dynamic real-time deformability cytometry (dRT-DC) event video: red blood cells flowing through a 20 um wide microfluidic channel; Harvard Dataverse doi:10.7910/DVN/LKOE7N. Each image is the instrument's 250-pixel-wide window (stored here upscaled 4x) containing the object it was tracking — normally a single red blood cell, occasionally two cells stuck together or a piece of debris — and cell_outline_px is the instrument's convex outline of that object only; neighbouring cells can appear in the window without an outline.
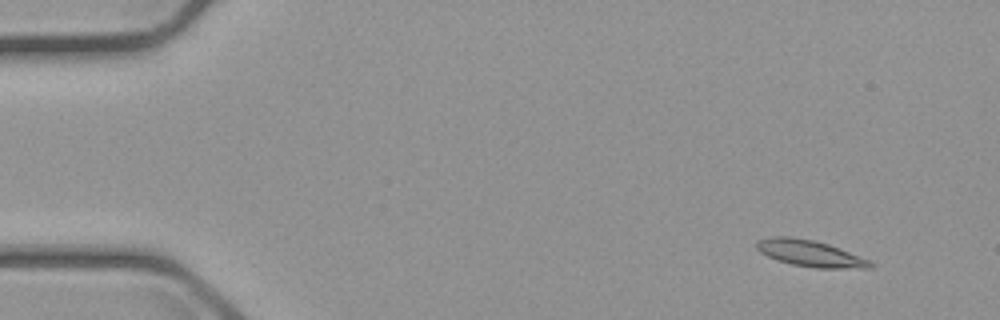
{"species": "common noctule bat (a hibernating species)", "species_latin": "Nyctalus noctula", "temperature_condition": "cold", "stored_images_in_passage": 12, "camera_frame_rate_fps": 3000, "um_per_image_px": 0.085, "animal": {"sex": "male", "body_mass_g": 23.1, "forearm_length_mm": 52.7}, "frame": {"image": 1, "passage_image": 2, "time_ms": 0.333, "image_size_px": [1000, 320], "cell_outline_px": [[876, 264], [872, 268], [816, 268], [792, 264], [776, 260], [760, 252], [756, 248], [756, 240], [768, 236], [788, 236], [812, 240], [828, 244], [868, 260]], "centroid_in_image_um": [68.8, 21.53], "position_along_channel_um": 16.2, "area_um2": 17.4}}